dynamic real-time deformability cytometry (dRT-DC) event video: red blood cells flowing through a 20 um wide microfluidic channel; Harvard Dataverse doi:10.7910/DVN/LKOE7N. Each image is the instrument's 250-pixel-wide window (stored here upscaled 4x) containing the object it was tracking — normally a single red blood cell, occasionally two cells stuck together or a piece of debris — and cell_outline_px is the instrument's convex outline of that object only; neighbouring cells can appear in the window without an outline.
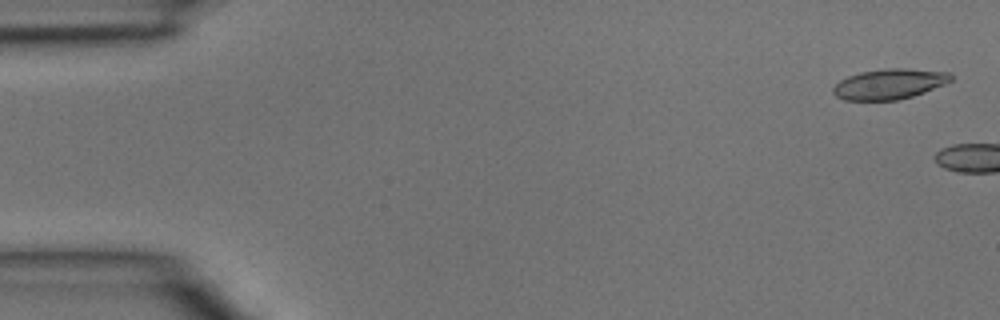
{"species": "common noctule bat (a hibernating species)", "species_latin": "Nyctalus noctula", "temperature_condition": "room temperature", "stored_images_in_passage": 4, "camera_frame_rate_fps": 3000, "um_per_image_px": 0.085, "animal": {"sex": "male", "body_mass_g": 15.6}, "frame": {"image": 1, "passage_image": 1, "time_ms": 0.0, "image_size_px": [1000, 320], "cell_outline_px": [[952, 80], [944, 84], [924, 92], [912, 96], [896, 100], [844, 100], [836, 96], [832, 92], [832, 88], [840, 80], [848, 76], [860, 72], [888, 68], [904, 68], [952, 72]], "centroid_in_image_um": [75.59, 7.13], "position_along_channel_um": 9.4, "area_um2": 20.81}}